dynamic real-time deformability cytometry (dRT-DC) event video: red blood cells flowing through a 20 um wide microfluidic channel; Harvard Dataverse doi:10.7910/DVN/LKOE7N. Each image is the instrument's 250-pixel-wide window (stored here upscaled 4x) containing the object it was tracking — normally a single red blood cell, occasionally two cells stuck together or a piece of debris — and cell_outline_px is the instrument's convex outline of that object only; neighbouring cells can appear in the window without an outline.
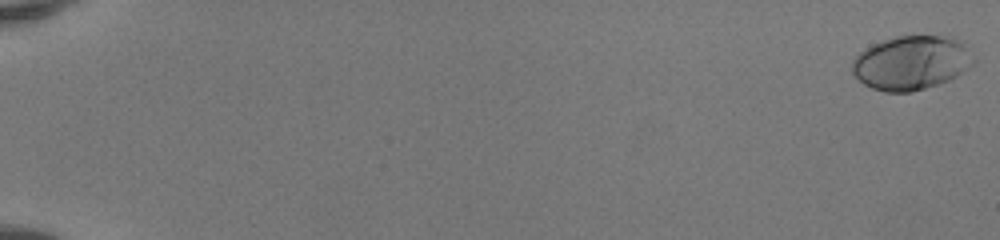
{"species": "human", "species_latin": "Homo sapiens", "temperature_condition": "room temperature", "stored_images_in_passage": 52, "camera_frame_rate_fps": 3000, "um_per_image_px": 0.085, "donor": {"sex": "female"}, "frame": {"image": 1, "passage_image": 1, "time_ms": 0.0, "image_size_px": [1000, 240], "cell_outline_px": [[976, 64], [956, 76], [940, 84], [912, 92], [884, 92], [872, 88], [864, 84], [852, 72], [852, 60], [860, 52], [872, 44], [896, 36], [956, 36], [964, 40], [976, 60]], "centroid_in_image_um": [77.53, 5.32], "position_along_channel_um": 7.5, "area_um2": 38.84}}
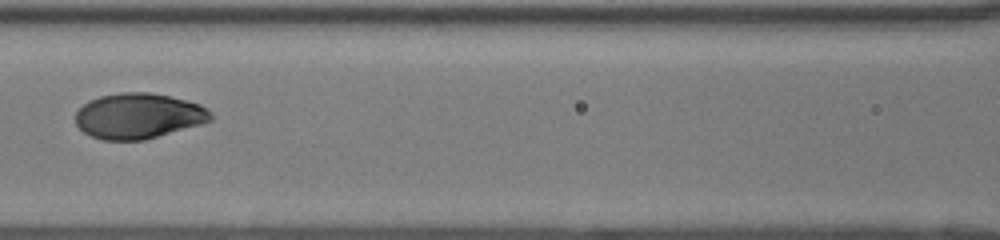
{"frame": {"image": 2, "passage_image": 27, "time_ms": 8.667, "image_size_px": [1000, 240], "cell_outline_px": [[212, 120], [200, 124], [144, 140], [100, 140], [84, 132], [76, 124], [76, 112], [88, 100], [100, 96], [120, 92], [148, 92], [172, 96], [200, 104], [212, 112]], "centroid_in_image_um": [11.77, 9.84], "position_along_channel_um": 154.8, "area_um2": 35.84}}
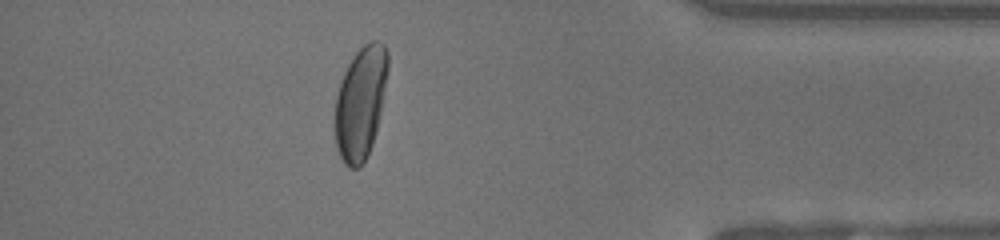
{"frame": {"image": 3, "passage_image": 47, "time_ms": 15.333, "image_size_px": [1000, 240], "cell_outline_px": [[388, 72], [380, 112], [372, 144], [364, 164], [360, 168], [348, 168], [344, 164], [336, 148], [336, 96], [344, 72], [348, 64], [356, 52], [364, 44], [372, 40], [376, 40], [384, 44], [388, 52]], "centroid_in_image_um": [30.65, 8.73], "position_along_channel_um": 404.5, "area_um2": 34.45}, "authors_computed_cell_mechanics": {"area_um2": 36.0672, "velocity_mm_per_s": 4.1518, "shape_relaxation_time_tau1_ms": 3.35, "shape_relaxation_time_tau2_ms": null, "deformation_change_tau1": 0.1902, "deformation_change_tau2": null}}